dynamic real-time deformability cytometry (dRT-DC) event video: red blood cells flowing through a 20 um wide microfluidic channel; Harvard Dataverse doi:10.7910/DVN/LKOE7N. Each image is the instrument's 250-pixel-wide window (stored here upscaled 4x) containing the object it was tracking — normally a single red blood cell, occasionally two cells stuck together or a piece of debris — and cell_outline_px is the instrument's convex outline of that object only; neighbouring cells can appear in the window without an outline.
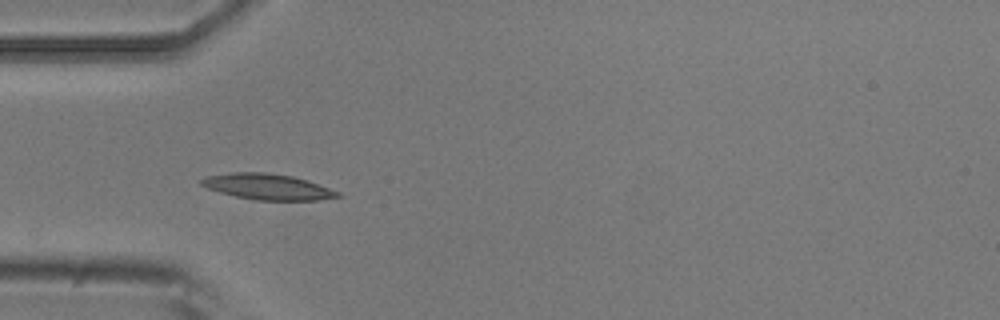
{"species": "common noctule bat (a hibernating species)", "species_latin": "Nyctalus noctula", "temperature_condition": "room temperature", "stored_images_in_passage": 33, "camera_frame_rate_fps": 3000, "um_per_image_px": 0.085, "animal": {"sex": "male", "body_mass_g": 20.5, "forearm_length_mm": 52.5}, "frame": {"image": 1, "passage_image": 1, "time_ms": 0.0, "image_size_px": [1000, 320], "cell_outline_px": [[344, 196], [320, 200], [256, 200], [236, 196], [220, 192], [208, 188], [200, 184], [200, 180], [208, 176], [232, 172], [264, 172], [292, 176], [308, 180], [340, 192]], "centroid_in_image_um": [22.8, 15.87], "position_along_channel_um": 62.2, "area_um2": 20.46}}
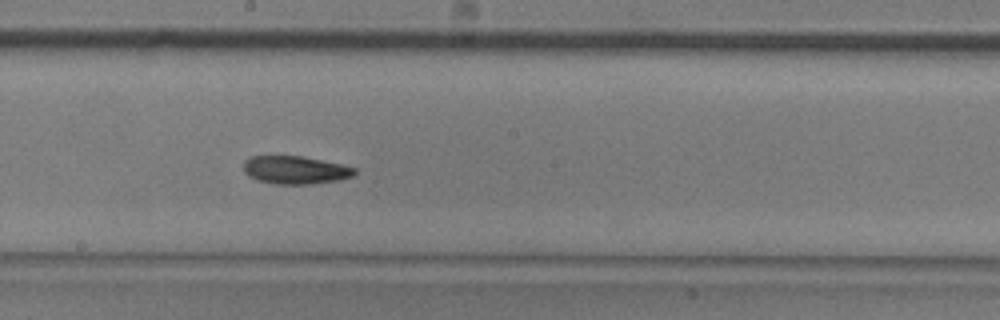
{"frame": {"image": 2, "passage_image": 14, "time_ms": 4.333, "image_size_px": [1000, 320], "cell_outline_px": [[356, 172], [352, 176], [340, 180], [312, 184], [276, 184], [256, 180], [248, 176], [244, 172], [244, 160], [252, 156], [304, 156], [340, 164], [356, 168]], "centroid_in_image_um": [25.09, 14.45], "position_along_channel_um": 223.1, "area_um2": 18.21}}
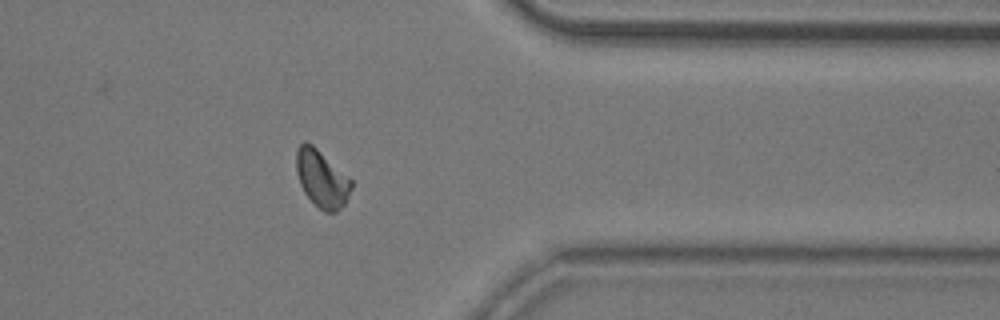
{"frame": {"image": 3, "passage_image": 28, "time_ms": 9.0, "image_size_px": [1000, 320], "cell_outline_px": [[352, 188], [344, 204], [336, 212], [324, 212], [304, 192], [300, 184], [296, 172], [296, 148], [304, 140], [312, 144], [352, 180]], "centroid_in_image_um": [27.33, 15.17], "position_along_channel_um": 384.1, "area_um2": 18.15}, "authors_computed_cell_mechanics": {"area_um2": 18.2648, "velocity_mm_per_s": 3.7247, "shape_relaxation_time_tau1_ms": 4.9314, "shape_relaxation_time_tau2_ms": null, "deformation_change_tau1": 0.1368, "deformation_change_tau2": null}}